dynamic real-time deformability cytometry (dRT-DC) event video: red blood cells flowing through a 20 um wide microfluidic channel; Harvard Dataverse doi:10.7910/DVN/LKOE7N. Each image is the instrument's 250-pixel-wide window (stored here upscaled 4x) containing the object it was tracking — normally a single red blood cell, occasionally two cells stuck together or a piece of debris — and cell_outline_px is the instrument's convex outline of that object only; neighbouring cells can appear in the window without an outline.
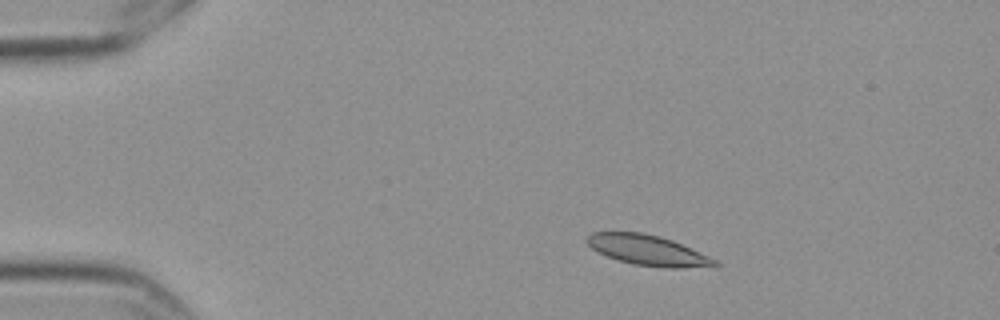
{"species": "Egyptian fruit bat (a non-hibernating species)", "species_latin": "Rousettus aegyptiacus", "temperature_condition": "cold", "stored_images_in_passage": 6, "camera_frame_rate_fps": 3000, "um_per_image_px": 0.085, "frame": {"image": 1, "passage_image": 3, "time_ms": 0.667, "image_size_px": [1000, 320], "cell_outline_px": [[720, 264], [680, 268], [664, 268], [632, 264], [616, 260], [596, 252], [584, 240], [592, 232], [640, 232], [660, 236], [672, 240], [708, 256], [716, 260]], "centroid_in_image_um": [54.98, 21.27], "position_along_channel_um": 30.0, "area_um2": 22.43}}